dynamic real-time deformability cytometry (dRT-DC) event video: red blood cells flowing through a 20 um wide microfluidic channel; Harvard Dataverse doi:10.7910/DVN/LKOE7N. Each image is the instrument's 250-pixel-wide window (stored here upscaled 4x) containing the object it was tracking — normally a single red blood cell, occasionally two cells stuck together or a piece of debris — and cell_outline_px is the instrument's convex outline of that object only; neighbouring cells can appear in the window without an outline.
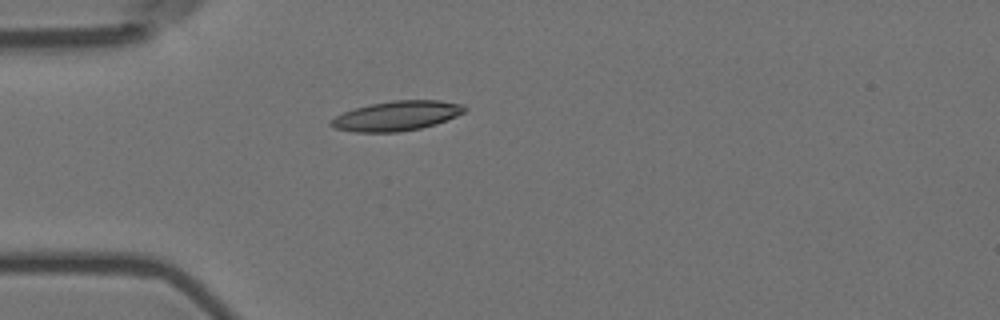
{"species": "Egyptian fruit bat (a non-hibernating species)", "species_latin": "Rousettus aegyptiacus", "temperature_condition": "room temperature", "stored_images_in_passage": 1, "camera_frame_rate_fps": 3000, "um_per_image_px": 0.085, "animal": {"sex": "female"}, "frame": {"image": 1, "passage_image": 1, "time_ms": 0.0, "image_size_px": [1000, 320], "cell_outline_px": [[468, 108], [464, 112], [456, 116], [436, 124], [420, 128], [400, 132], [352, 132], [336, 128], [328, 124], [336, 116], [344, 112], [356, 108], [372, 104], [392, 100], [440, 100], [464, 104]], "centroid_in_image_um": [33.76, 9.84], "position_along_channel_um": 51.2, "area_um2": 23.06}}